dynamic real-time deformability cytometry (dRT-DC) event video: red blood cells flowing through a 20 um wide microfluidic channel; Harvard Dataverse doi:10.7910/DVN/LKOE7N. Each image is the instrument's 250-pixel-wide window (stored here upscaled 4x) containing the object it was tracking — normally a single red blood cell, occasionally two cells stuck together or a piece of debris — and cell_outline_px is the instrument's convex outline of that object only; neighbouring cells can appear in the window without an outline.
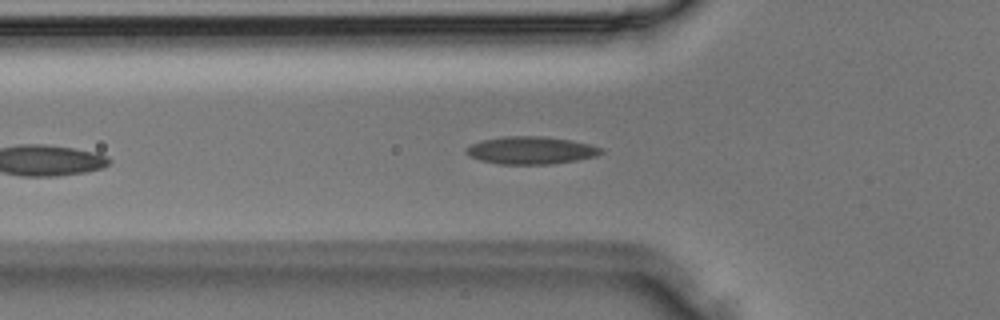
{"species": "Egyptian fruit bat (a non-hibernating species)", "species_latin": "Rousettus aegyptiacus", "temperature_condition": "room temperature", "stored_images_in_passage": 27, "camera_frame_rate_fps": 3000, "um_per_image_px": 0.085, "animal": {"sex": "male"}, "frame": {"image": 1, "passage_image": 4, "time_ms": 1.0, "image_size_px": [1000, 320], "cell_outline_px": [[604, 152], [596, 156], [576, 160], [552, 164], [500, 164], [480, 160], [472, 156], [464, 148], [480, 140], [500, 136], [544, 136], [572, 140], [592, 144], [604, 148]], "centroid_in_image_um": [45.18, 12.76], "position_along_channel_um": 80.6, "area_um2": 21.85}}
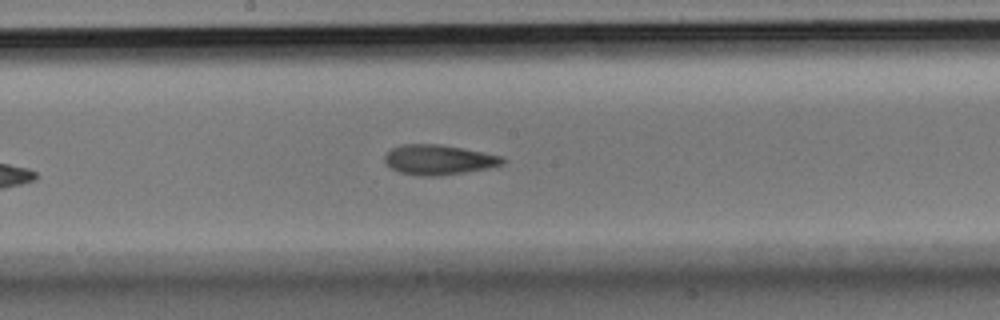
{"frame": {"image": 2, "passage_image": 11, "time_ms": 3.333, "image_size_px": [1000, 320], "cell_outline_px": [[508, 160], [504, 164], [488, 168], [440, 176], [420, 176], [400, 172], [392, 168], [384, 160], [384, 156], [392, 148], [400, 144], [440, 144], [484, 152], [504, 156]], "centroid_in_image_um": [37.33, 13.57], "position_along_channel_um": 210.9, "area_um2": 20.69}}
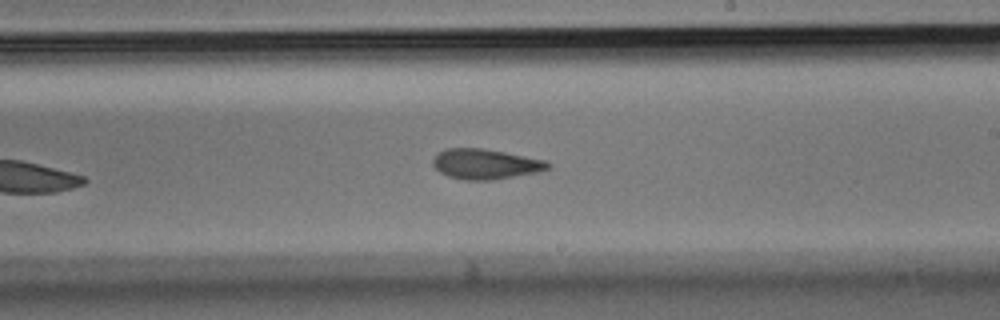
{"frame": {"image": 3, "passage_image": 13, "time_ms": 4.0, "image_size_px": [1000, 320], "cell_outline_px": [[552, 164], [548, 168], [536, 172], [492, 180], [464, 180], [448, 176], [440, 172], [432, 164], [432, 160], [444, 148], [484, 148], [548, 160]], "centroid_in_image_um": [41.27, 13.93], "position_along_channel_um": 247.7, "area_um2": 20.23}}